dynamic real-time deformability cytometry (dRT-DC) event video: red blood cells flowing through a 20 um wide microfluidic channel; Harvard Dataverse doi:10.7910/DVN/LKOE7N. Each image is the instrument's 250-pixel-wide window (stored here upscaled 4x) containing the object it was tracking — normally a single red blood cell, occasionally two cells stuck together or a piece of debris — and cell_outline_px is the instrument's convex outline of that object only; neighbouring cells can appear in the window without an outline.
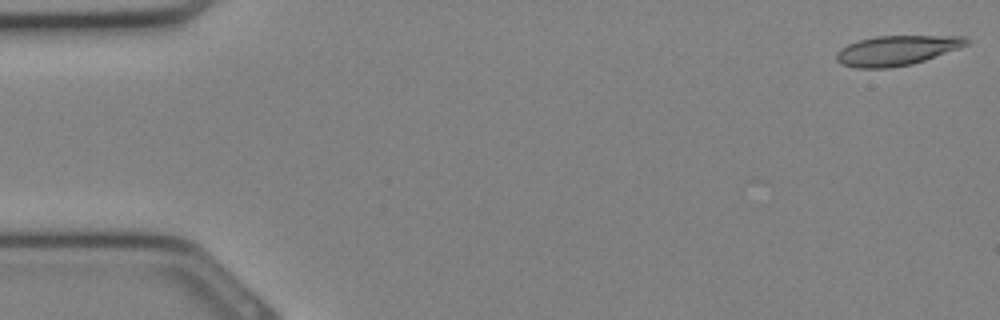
{"species": "Egyptian fruit bat (a non-hibernating species)", "species_latin": "Rousettus aegyptiacus", "temperature_condition": "cold", "stored_images_in_passage": 32, "camera_frame_rate_fps": 3000, "um_per_image_px": 0.085, "animal": {"sex": "female"}, "frame": {"image": 1, "passage_image": 1, "time_ms": 0.0, "image_size_px": [1000, 320], "cell_outline_px": [[972, 40], [968, 44], [960, 48], [912, 64], [888, 68], [856, 68], [840, 64], [836, 60], [836, 52], [840, 48], [848, 44], [860, 40], [876, 36], [968, 36]], "centroid_in_image_um": [76.23, 4.28], "position_along_channel_um": 8.8, "area_um2": 22.72}}
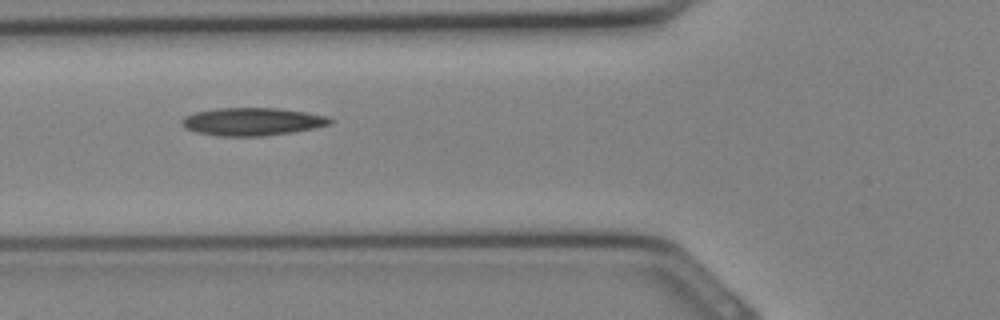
{"frame": {"image": 2, "passage_image": 12, "time_ms": 3.667, "image_size_px": [1000, 320], "cell_outline_px": [[332, 124], [292, 132], [264, 136], [216, 136], [196, 132], [184, 128], [180, 124], [180, 120], [184, 116], [196, 112], [216, 108], [276, 108], [304, 112], [328, 116], [332, 120]], "centroid_in_image_um": [21.39, 10.34], "position_along_channel_um": 104.4, "area_um2": 24.1}}
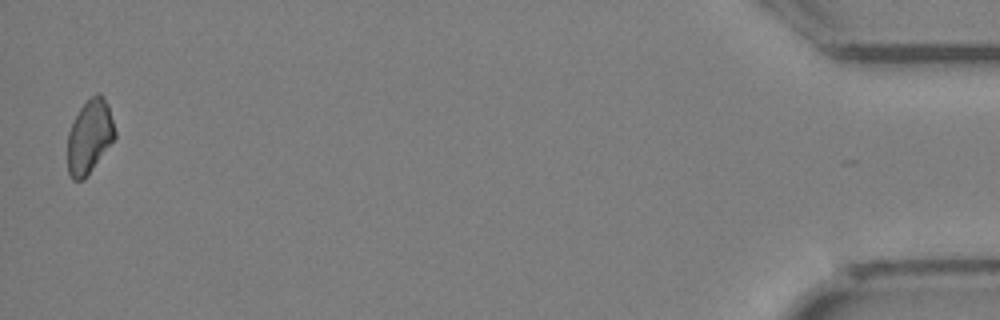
{"frame": {"image": 3, "passage_image": 32, "time_ms": 10.333, "image_size_px": [1000, 320], "cell_outline_px": [[116, 136], [84, 180], [72, 180], [68, 172], [68, 132], [80, 108], [96, 92], [100, 92], [104, 96], [108, 104], [116, 132]], "centroid_in_image_um": [7.62, 11.6], "position_along_channel_um": 427.6, "area_um2": 20.17}}